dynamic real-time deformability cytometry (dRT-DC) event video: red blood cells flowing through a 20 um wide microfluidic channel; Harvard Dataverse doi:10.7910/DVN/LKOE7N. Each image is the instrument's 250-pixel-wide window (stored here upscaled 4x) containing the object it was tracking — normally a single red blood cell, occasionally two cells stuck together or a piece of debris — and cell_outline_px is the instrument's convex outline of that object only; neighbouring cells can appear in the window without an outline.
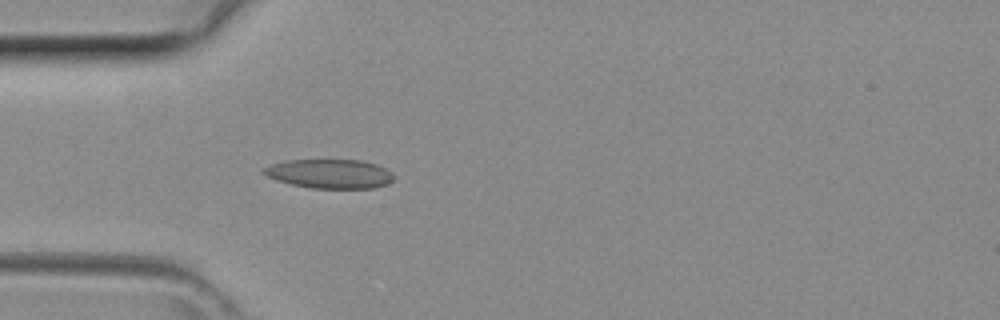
{"species": "common noctule bat (a hibernating species)", "species_latin": "Nyctalus noctula", "temperature_condition": "room temperature", "stored_images_in_passage": 33, "camera_frame_rate_fps": 3000, "um_per_image_px": 0.085, "animal": {"sex": "female", "body_mass_g": 29.2, "forearm_length_mm": 56.3}, "frame": {"image": 1, "passage_image": 3, "time_ms": 0.667, "image_size_px": [1000, 320], "cell_outline_px": [[392, 180], [388, 184], [372, 188], [312, 188], [292, 184], [276, 180], [260, 172], [260, 168], [284, 160], [364, 160], [376, 164], [392, 172]], "centroid_in_image_um": [27.99, 14.76], "position_along_channel_um": 57.0, "area_um2": 22.14}}
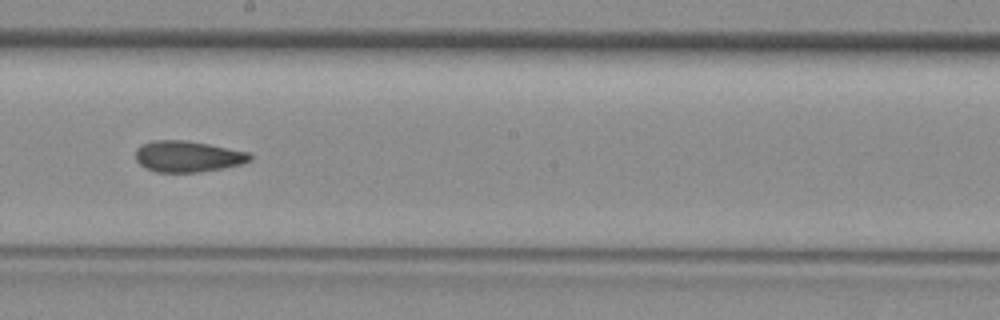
{"frame": {"image": 2, "passage_image": 14, "time_ms": 4.333, "image_size_px": [1000, 320], "cell_outline_px": [[252, 160], [240, 164], [224, 168], [200, 172], [156, 172], [144, 168], [136, 160], [136, 148], [140, 144], [152, 140], [188, 140], [248, 152], [252, 156]], "centroid_in_image_um": [15.92, 13.29], "position_along_channel_um": 232.3, "area_um2": 20.92}}
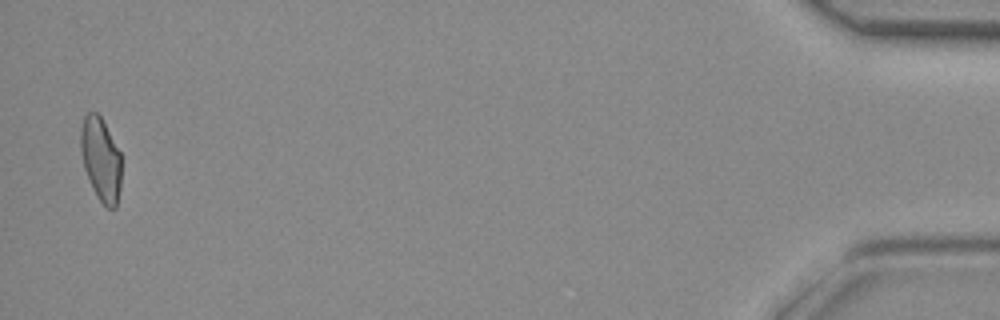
{"frame": {"image": 3, "passage_image": 32, "time_ms": 10.333, "image_size_px": [1000, 320], "cell_outline_px": [[120, 188], [116, 208], [108, 208], [96, 196], [84, 168], [80, 152], [80, 128], [84, 116], [88, 112], [96, 112], [100, 116], [120, 152]], "centroid_in_image_um": [8.55, 13.53], "position_along_channel_um": 426.7, "area_um2": 19.71}}